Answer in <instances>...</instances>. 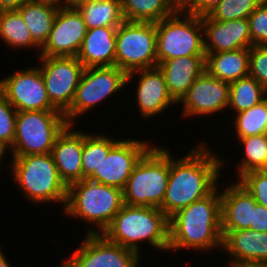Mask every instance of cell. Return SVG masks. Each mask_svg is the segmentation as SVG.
Wrapping results in <instances>:
<instances>
[{
  "mask_svg": "<svg viewBox=\"0 0 267 267\" xmlns=\"http://www.w3.org/2000/svg\"><path fill=\"white\" fill-rule=\"evenodd\" d=\"M198 144L183 157L175 158L170 154L168 185L159 208L168 218L219 186L221 168L227 161L211 151L206 142Z\"/></svg>",
  "mask_w": 267,
  "mask_h": 267,
  "instance_id": "6da1fadb",
  "label": "cell"
},
{
  "mask_svg": "<svg viewBox=\"0 0 267 267\" xmlns=\"http://www.w3.org/2000/svg\"><path fill=\"white\" fill-rule=\"evenodd\" d=\"M218 186L206 197L169 218L168 251L222 248L221 195ZM219 192V193H218Z\"/></svg>",
  "mask_w": 267,
  "mask_h": 267,
  "instance_id": "7a4b0ae2",
  "label": "cell"
},
{
  "mask_svg": "<svg viewBox=\"0 0 267 267\" xmlns=\"http://www.w3.org/2000/svg\"><path fill=\"white\" fill-rule=\"evenodd\" d=\"M168 228L169 218L159 208L124 204L102 235L141 255L143 241L155 250L168 251Z\"/></svg>",
  "mask_w": 267,
  "mask_h": 267,
  "instance_id": "3957f363",
  "label": "cell"
},
{
  "mask_svg": "<svg viewBox=\"0 0 267 267\" xmlns=\"http://www.w3.org/2000/svg\"><path fill=\"white\" fill-rule=\"evenodd\" d=\"M123 205V190L83 179L68 186L62 212L96 226L87 228L86 234H102Z\"/></svg>",
  "mask_w": 267,
  "mask_h": 267,
  "instance_id": "277c9868",
  "label": "cell"
},
{
  "mask_svg": "<svg viewBox=\"0 0 267 267\" xmlns=\"http://www.w3.org/2000/svg\"><path fill=\"white\" fill-rule=\"evenodd\" d=\"M11 157L9 173L29 203L56 202L64 210L68 187L60 179L51 153Z\"/></svg>",
  "mask_w": 267,
  "mask_h": 267,
  "instance_id": "5b68a950",
  "label": "cell"
},
{
  "mask_svg": "<svg viewBox=\"0 0 267 267\" xmlns=\"http://www.w3.org/2000/svg\"><path fill=\"white\" fill-rule=\"evenodd\" d=\"M170 153L168 148L156 144L144 153L123 188L124 204L162 206L170 175Z\"/></svg>",
  "mask_w": 267,
  "mask_h": 267,
  "instance_id": "8992f818",
  "label": "cell"
},
{
  "mask_svg": "<svg viewBox=\"0 0 267 267\" xmlns=\"http://www.w3.org/2000/svg\"><path fill=\"white\" fill-rule=\"evenodd\" d=\"M157 62L182 56H205L202 16L186 13L181 7L156 22Z\"/></svg>",
  "mask_w": 267,
  "mask_h": 267,
  "instance_id": "52a82bcc",
  "label": "cell"
},
{
  "mask_svg": "<svg viewBox=\"0 0 267 267\" xmlns=\"http://www.w3.org/2000/svg\"><path fill=\"white\" fill-rule=\"evenodd\" d=\"M68 125L59 110L17 112L11 156L51 153L58 135Z\"/></svg>",
  "mask_w": 267,
  "mask_h": 267,
  "instance_id": "ba28073f",
  "label": "cell"
},
{
  "mask_svg": "<svg viewBox=\"0 0 267 267\" xmlns=\"http://www.w3.org/2000/svg\"><path fill=\"white\" fill-rule=\"evenodd\" d=\"M156 42V23L125 20L117 27L115 65L126 74L157 67Z\"/></svg>",
  "mask_w": 267,
  "mask_h": 267,
  "instance_id": "9c48e42d",
  "label": "cell"
},
{
  "mask_svg": "<svg viewBox=\"0 0 267 267\" xmlns=\"http://www.w3.org/2000/svg\"><path fill=\"white\" fill-rule=\"evenodd\" d=\"M126 80L127 74L116 65L84 68L73 103L64 113L68 124L126 88Z\"/></svg>",
  "mask_w": 267,
  "mask_h": 267,
  "instance_id": "30bf717a",
  "label": "cell"
},
{
  "mask_svg": "<svg viewBox=\"0 0 267 267\" xmlns=\"http://www.w3.org/2000/svg\"><path fill=\"white\" fill-rule=\"evenodd\" d=\"M45 89L50 102L65 113L73 103L84 66L77 57L39 56Z\"/></svg>",
  "mask_w": 267,
  "mask_h": 267,
  "instance_id": "8fae6325",
  "label": "cell"
},
{
  "mask_svg": "<svg viewBox=\"0 0 267 267\" xmlns=\"http://www.w3.org/2000/svg\"><path fill=\"white\" fill-rule=\"evenodd\" d=\"M79 248L61 267H139L136 251L107 240L102 234H85Z\"/></svg>",
  "mask_w": 267,
  "mask_h": 267,
  "instance_id": "7c38bea8",
  "label": "cell"
},
{
  "mask_svg": "<svg viewBox=\"0 0 267 267\" xmlns=\"http://www.w3.org/2000/svg\"><path fill=\"white\" fill-rule=\"evenodd\" d=\"M27 68L0 79V93L17 112L58 110L49 100L40 68Z\"/></svg>",
  "mask_w": 267,
  "mask_h": 267,
  "instance_id": "4fadbf2b",
  "label": "cell"
},
{
  "mask_svg": "<svg viewBox=\"0 0 267 267\" xmlns=\"http://www.w3.org/2000/svg\"><path fill=\"white\" fill-rule=\"evenodd\" d=\"M151 146L148 140L121 138L88 179L123 190L134 166Z\"/></svg>",
  "mask_w": 267,
  "mask_h": 267,
  "instance_id": "5bb4252c",
  "label": "cell"
},
{
  "mask_svg": "<svg viewBox=\"0 0 267 267\" xmlns=\"http://www.w3.org/2000/svg\"><path fill=\"white\" fill-rule=\"evenodd\" d=\"M86 32V24L78 10L74 6L62 4L39 56L76 57Z\"/></svg>",
  "mask_w": 267,
  "mask_h": 267,
  "instance_id": "9a60e30c",
  "label": "cell"
},
{
  "mask_svg": "<svg viewBox=\"0 0 267 267\" xmlns=\"http://www.w3.org/2000/svg\"><path fill=\"white\" fill-rule=\"evenodd\" d=\"M183 103V104H182ZM183 117L212 116L224 111L229 104V83L210 75L206 70L194 81L178 103Z\"/></svg>",
  "mask_w": 267,
  "mask_h": 267,
  "instance_id": "2e32d148",
  "label": "cell"
},
{
  "mask_svg": "<svg viewBox=\"0 0 267 267\" xmlns=\"http://www.w3.org/2000/svg\"><path fill=\"white\" fill-rule=\"evenodd\" d=\"M135 74H138L139 81L135 87L137 107L140 112V117L145 120L152 116L170 110L173 104H177L170 96L164 75L159 67L147 68L133 71L127 74L126 85L132 82ZM133 77V78H132Z\"/></svg>",
  "mask_w": 267,
  "mask_h": 267,
  "instance_id": "e0dca14e",
  "label": "cell"
},
{
  "mask_svg": "<svg viewBox=\"0 0 267 267\" xmlns=\"http://www.w3.org/2000/svg\"><path fill=\"white\" fill-rule=\"evenodd\" d=\"M221 249L231 257L228 267H267V232L229 231L222 237Z\"/></svg>",
  "mask_w": 267,
  "mask_h": 267,
  "instance_id": "ac0fdd59",
  "label": "cell"
},
{
  "mask_svg": "<svg viewBox=\"0 0 267 267\" xmlns=\"http://www.w3.org/2000/svg\"><path fill=\"white\" fill-rule=\"evenodd\" d=\"M205 55L235 51L253 46L248 19L218 21L209 15L202 16Z\"/></svg>",
  "mask_w": 267,
  "mask_h": 267,
  "instance_id": "d6986e66",
  "label": "cell"
},
{
  "mask_svg": "<svg viewBox=\"0 0 267 267\" xmlns=\"http://www.w3.org/2000/svg\"><path fill=\"white\" fill-rule=\"evenodd\" d=\"M68 124L56 138L51 155L60 179L68 187L82 180V152L84 131L76 130Z\"/></svg>",
  "mask_w": 267,
  "mask_h": 267,
  "instance_id": "ffe728a7",
  "label": "cell"
},
{
  "mask_svg": "<svg viewBox=\"0 0 267 267\" xmlns=\"http://www.w3.org/2000/svg\"><path fill=\"white\" fill-rule=\"evenodd\" d=\"M229 185L220 192L223 236L229 231L249 229L253 224V208L257 205L254 197L238 180Z\"/></svg>",
  "mask_w": 267,
  "mask_h": 267,
  "instance_id": "44dd1931",
  "label": "cell"
},
{
  "mask_svg": "<svg viewBox=\"0 0 267 267\" xmlns=\"http://www.w3.org/2000/svg\"><path fill=\"white\" fill-rule=\"evenodd\" d=\"M167 90L177 103L186 95L190 86L205 71V56H182L158 64Z\"/></svg>",
  "mask_w": 267,
  "mask_h": 267,
  "instance_id": "7402d4cb",
  "label": "cell"
},
{
  "mask_svg": "<svg viewBox=\"0 0 267 267\" xmlns=\"http://www.w3.org/2000/svg\"><path fill=\"white\" fill-rule=\"evenodd\" d=\"M117 27L87 29L77 54L84 68L114 66Z\"/></svg>",
  "mask_w": 267,
  "mask_h": 267,
  "instance_id": "603a6c76",
  "label": "cell"
},
{
  "mask_svg": "<svg viewBox=\"0 0 267 267\" xmlns=\"http://www.w3.org/2000/svg\"><path fill=\"white\" fill-rule=\"evenodd\" d=\"M62 3L54 0H33L17 11L21 14L33 40L42 48L48 40L55 17Z\"/></svg>",
  "mask_w": 267,
  "mask_h": 267,
  "instance_id": "cb8c5ba5",
  "label": "cell"
},
{
  "mask_svg": "<svg viewBox=\"0 0 267 267\" xmlns=\"http://www.w3.org/2000/svg\"><path fill=\"white\" fill-rule=\"evenodd\" d=\"M205 70L227 83L249 76V48L208 53L205 55Z\"/></svg>",
  "mask_w": 267,
  "mask_h": 267,
  "instance_id": "d4e9b609",
  "label": "cell"
},
{
  "mask_svg": "<svg viewBox=\"0 0 267 267\" xmlns=\"http://www.w3.org/2000/svg\"><path fill=\"white\" fill-rule=\"evenodd\" d=\"M82 15L87 29L118 27L125 20L121 0H87L74 5Z\"/></svg>",
  "mask_w": 267,
  "mask_h": 267,
  "instance_id": "484cf974",
  "label": "cell"
},
{
  "mask_svg": "<svg viewBox=\"0 0 267 267\" xmlns=\"http://www.w3.org/2000/svg\"><path fill=\"white\" fill-rule=\"evenodd\" d=\"M126 21L159 22L173 15L180 7L173 0H121Z\"/></svg>",
  "mask_w": 267,
  "mask_h": 267,
  "instance_id": "4316f807",
  "label": "cell"
},
{
  "mask_svg": "<svg viewBox=\"0 0 267 267\" xmlns=\"http://www.w3.org/2000/svg\"><path fill=\"white\" fill-rule=\"evenodd\" d=\"M0 39L11 49L31 47L36 48L40 54L41 47L33 40L29 28L17 10L0 12Z\"/></svg>",
  "mask_w": 267,
  "mask_h": 267,
  "instance_id": "83f0119b",
  "label": "cell"
},
{
  "mask_svg": "<svg viewBox=\"0 0 267 267\" xmlns=\"http://www.w3.org/2000/svg\"><path fill=\"white\" fill-rule=\"evenodd\" d=\"M267 97V91L253 77L247 76L229 83L228 109L239 113L254 107Z\"/></svg>",
  "mask_w": 267,
  "mask_h": 267,
  "instance_id": "f1b7e54d",
  "label": "cell"
},
{
  "mask_svg": "<svg viewBox=\"0 0 267 267\" xmlns=\"http://www.w3.org/2000/svg\"><path fill=\"white\" fill-rule=\"evenodd\" d=\"M115 137L105 134H93L84 132V145L82 152V180L88 179L97 169L109 150L119 141Z\"/></svg>",
  "mask_w": 267,
  "mask_h": 267,
  "instance_id": "f546056e",
  "label": "cell"
},
{
  "mask_svg": "<svg viewBox=\"0 0 267 267\" xmlns=\"http://www.w3.org/2000/svg\"><path fill=\"white\" fill-rule=\"evenodd\" d=\"M244 149V157L237 162V179L247 172L267 170V134L237 138Z\"/></svg>",
  "mask_w": 267,
  "mask_h": 267,
  "instance_id": "4dcf8cb0",
  "label": "cell"
},
{
  "mask_svg": "<svg viewBox=\"0 0 267 267\" xmlns=\"http://www.w3.org/2000/svg\"><path fill=\"white\" fill-rule=\"evenodd\" d=\"M235 115L233 126L237 138L267 134V97L254 107Z\"/></svg>",
  "mask_w": 267,
  "mask_h": 267,
  "instance_id": "1f68e13d",
  "label": "cell"
},
{
  "mask_svg": "<svg viewBox=\"0 0 267 267\" xmlns=\"http://www.w3.org/2000/svg\"><path fill=\"white\" fill-rule=\"evenodd\" d=\"M265 0H221L209 14L218 21L248 19V16Z\"/></svg>",
  "mask_w": 267,
  "mask_h": 267,
  "instance_id": "d6a6232c",
  "label": "cell"
},
{
  "mask_svg": "<svg viewBox=\"0 0 267 267\" xmlns=\"http://www.w3.org/2000/svg\"><path fill=\"white\" fill-rule=\"evenodd\" d=\"M238 181L254 197L257 204L267 208V170L247 172Z\"/></svg>",
  "mask_w": 267,
  "mask_h": 267,
  "instance_id": "836d02e7",
  "label": "cell"
},
{
  "mask_svg": "<svg viewBox=\"0 0 267 267\" xmlns=\"http://www.w3.org/2000/svg\"><path fill=\"white\" fill-rule=\"evenodd\" d=\"M253 46H267V1H263L249 16Z\"/></svg>",
  "mask_w": 267,
  "mask_h": 267,
  "instance_id": "e575fe53",
  "label": "cell"
},
{
  "mask_svg": "<svg viewBox=\"0 0 267 267\" xmlns=\"http://www.w3.org/2000/svg\"><path fill=\"white\" fill-rule=\"evenodd\" d=\"M16 118V109L0 93V140L10 148L14 142Z\"/></svg>",
  "mask_w": 267,
  "mask_h": 267,
  "instance_id": "d590c367",
  "label": "cell"
},
{
  "mask_svg": "<svg viewBox=\"0 0 267 267\" xmlns=\"http://www.w3.org/2000/svg\"><path fill=\"white\" fill-rule=\"evenodd\" d=\"M249 76L255 78L267 91V46L249 48Z\"/></svg>",
  "mask_w": 267,
  "mask_h": 267,
  "instance_id": "8d00e7d4",
  "label": "cell"
},
{
  "mask_svg": "<svg viewBox=\"0 0 267 267\" xmlns=\"http://www.w3.org/2000/svg\"><path fill=\"white\" fill-rule=\"evenodd\" d=\"M221 0H187L181 7L186 13L195 16L209 15Z\"/></svg>",
  "mask_w": 267,
  "mask_h": 267,
  "instance_id": "74e56055",
  "label": "cell"
},
{
  "mask_svg": "<svg viewBox=\"0 0 267 267\" xmlns=\"http://www.w3.org/2000/svg\"><path fill=\"white\" fill-rule=\"evenodd\" d=\"M255 231L267 232V208L263 205L257 204L253 208V224L250 228Z\"/></svg>",
  "mask_w": 267,
  "mask_h": 267,
  "instance_id": "f35d334b",
  "label": "cell"
},
{
  "mask_svg": "<svg viewBox=\"0 0 267 267\" xmlns=\"http://www.w3.org/2000/svg\"><path fill=\"white\" fill-rule=\"evenodd\" d=\"M33 0H0V12L18 10L25 3Z\"/></svg>",
  "mask_w": 267,
  "mask_h": 267,
  "instance_id": "ab89813d",
  "label": "cell"
},
{
  "mask_svg": "<svg viewBox=\"0 0 267 267\" xmlns=\"http://www.w3.org/2000/svg\"><path fill=\"white\" fill-rule=\"evenodd\" d=\"M7 151L11 152V148L6 143L0 140V168L1 169H2L1 165H3V160H4L3 158L5 154H7L6 153Z\"/></svg>",
  "mask_w": 267,
  "mask_h": 267,
  "instance_id": "60d3db41",
  "label": "cell"
},
{
  "mask_svg": "<svg viewBox=\"0 0 267 267\" xmlns=\"http://www.w3.org/2000/svg\"><path fill=\"white\" fill-rule=\"evenodd\" d=\"M1 245H0V267H12L11 264L8 262L9 260L6 259V255L4 252L1 250Z\"/></svg>",
  "mask_w": 267,
  "mask_h": 267,
  "instance_id": "b9f144b4",
  "label": "cell"
},
{
  "mask_svg": "<svg viewBox=\"0 0 267 267\" xmlns=\"http://www.w3.org/2000/svg\"><path fill=\"white\" fill-rule=\"evenodd\" d=\"M83 1H87V0H66V5L74 6L75 4L83 2Z\"/></svg>",
  "mask_w": 267,
  "mask_h": 267,
  "instance_id": "7bdbcfd3",
  "label": "cell"
},
{
  "mask_svg": "<svg viewBox=\"0 0 267 267\" xmlns=\"http://www.w3.org/2000/svg\"><path fill=\"white\" fill-rule=\"evenodd\" d=\"M179 7H182L187 0H173Z\"/></svg>",
  "mask_w": 267,
  "mask_h": 267,
  "instance_id": "ee69618b",
  "label": "cell"
},
{
  "mask_svg": "<svg viewBox=\"0 0 267 267\" xmlns=\"http://www.w3.org/2000/svg\"><path fill=\"white\" fill-rule=\"evenodd\" d=\"M66 5V0H54Z\"/></svg>",
  "mask_w": 267,
  "mask_h": 267,
  "instance_id": "f6af8a7d",
  "label": "cell"
}]
</instances>
